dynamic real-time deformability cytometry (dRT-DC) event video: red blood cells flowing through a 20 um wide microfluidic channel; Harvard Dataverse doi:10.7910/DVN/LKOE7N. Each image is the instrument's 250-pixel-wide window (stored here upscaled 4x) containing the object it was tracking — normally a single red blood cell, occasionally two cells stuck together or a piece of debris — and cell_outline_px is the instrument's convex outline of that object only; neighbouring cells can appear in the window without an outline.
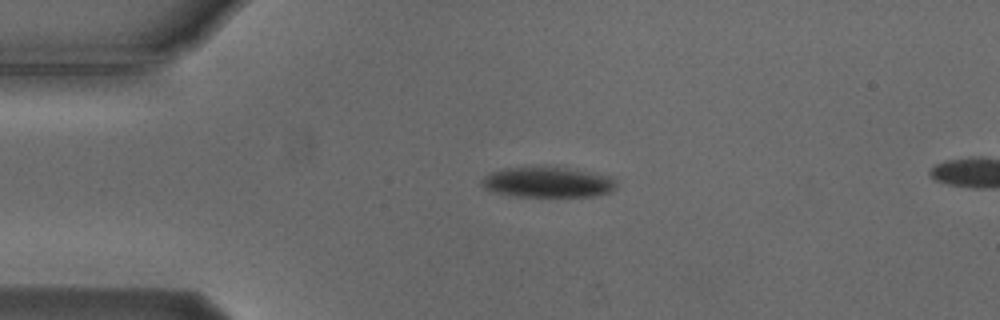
{"species": "Egyptian fruit bat (a non-hibernating species)", "species_latin": "Rousettus aegyptiacus", "temperature_condition": "cold", "stored_images_in_passage": 44, "segment_of_instrument_passage": [1, 2], "camera_frame_rate_fps": 3000, "um_per_image_px": 0.085, "animal": {"sex": "male"}, "frame": {"image": 1, "passage_image": 1, "time_ms": 0.0, "image_size_px": [1000, 320], "cell_outline_px": [[616, 188], [608, 192], [592, 196], [516, 196], [496, 192], [484, 188], [480, 184], [492, 172], [504, 168], [564, 168], [612, 176], [616, 184]], "centroid_in_image_um": [46.59, 15.5], "position_along_channel_um": 38.4, "area_um2": 23.06}}
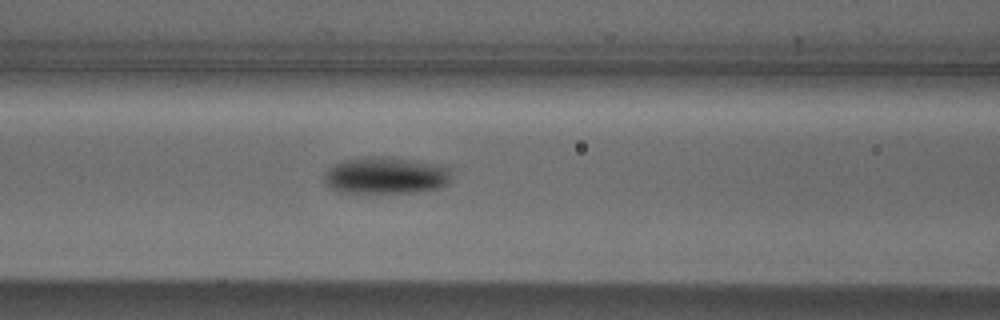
{"frame": {"image": 2, "passage_image": 11, "time_ms": 3.333, "image_size_px": [1000, 320], "cell_outline_px": [[448, 180], [440, 188], [420, 192], [340, 192], [332, 188], [328, 184], [324, 176], [328, 168], [344, 160], [368, 156], [376, 156], [412, 160], [432, 164], [448, 168]], "centroid_in_image_um": [32.75, 14.92], "position_along_channel_um": 133.9, "area_um2": 26.59}}
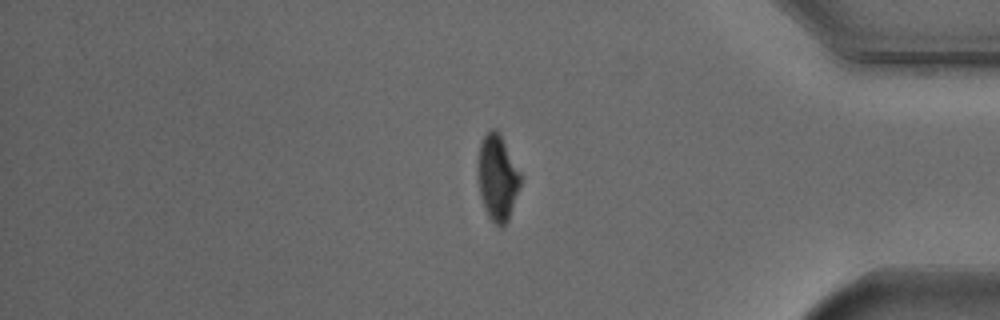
{"frame": {"image": 3, "passage_image": 34, "time_ms": 11.0, "image_size_px": [1000, 320], "cell_outline_px": [[520, 184], [508, 220], [500, 228], [488, 216], [484, 208], [480, 196], [476, 172], [480, 144], [484, 136], [492, 128], [496, 128], [500, 132], [520, 176]], "centroid_in_image_um": [42.23, 15.09], "position_along_channel_um": 393.0, "area_um2": 21.04}}